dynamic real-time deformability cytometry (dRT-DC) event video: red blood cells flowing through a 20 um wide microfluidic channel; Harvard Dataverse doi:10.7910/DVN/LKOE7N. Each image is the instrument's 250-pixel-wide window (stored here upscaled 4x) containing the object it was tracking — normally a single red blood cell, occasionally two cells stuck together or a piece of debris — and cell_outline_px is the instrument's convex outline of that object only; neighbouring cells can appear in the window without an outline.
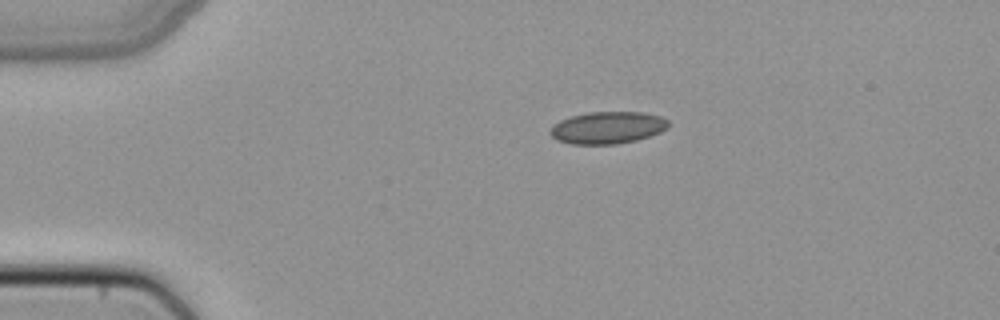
{"species": "common noctule bat (a hibernating species)", "species_latin": "Nyctalus noctula", "temperature_condition": "cold", "stored_images_in_passage": 40, "camera_frame_rate_fps": 3000, "um_per_image_px": 0.085, "animal": {"sex": "female", "body_mass_g": 22.7, "forearm_length_mm": 54.2}, "frame": {"image": 1, "passage_image": 1, "time_ms": 0.0, "image_size_px": [1000, 320], "cell_outline_px": [[668, 128], [660, 132], [636, 140], [616, 144], [572, 144], [556, 140], [548, 132], [552, 124], [560, 120], [572, 116], [588, 112], [640, 112], [660, 116], [668, 120]], "centroid_in_image_um": [51.61, 10.85], "position_along_channel_um": 33.4, "area_um2": 22.14}}
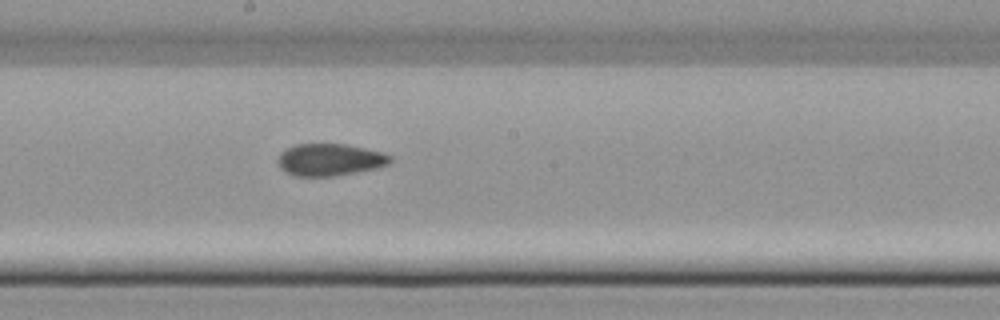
{"frame": {"image": 2, "passage_image": 18, "time_ms": 5.667, "image_size_px": [1000, 320], "cell_outline_px": [[392, 160], [388, 164], [380, 168], [336, 176], [296, 176], [280, 168], [280, 152], [296, 144], [344, 144], [384, 152], [392, 156]], "centroid_in_image_um": [28.11, 13.58], "position_along_channel_um": 220.1, "area_um2": 20.98}}
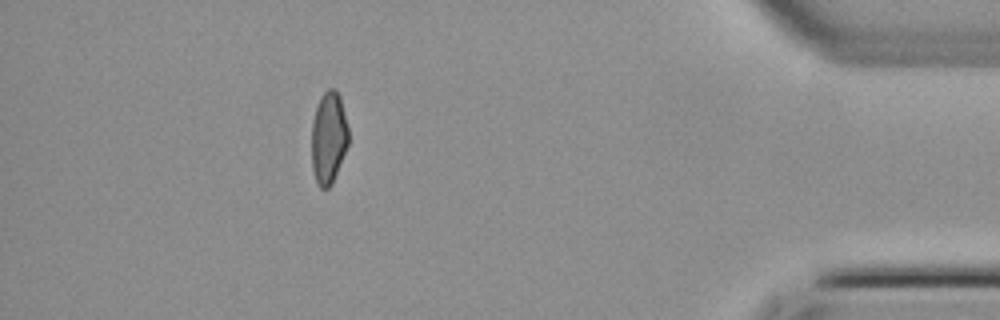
{"frame": {"image": 3, "passage_image": 35, "time_ms": 11.333, "image_size_px": [1000, 320], "cell_outline_px": [[348, 144], [332, 184], [328, 188], [320, 188], [316, 180], [312, 168], [312, 120], [320, 96], [328, 88], [336, 88], [340, 96], [348, 128]], "centroid_in_image_um": [27.93, 11.68], "position_along_channel_um": 407.3, "area_um2": 19.77}}